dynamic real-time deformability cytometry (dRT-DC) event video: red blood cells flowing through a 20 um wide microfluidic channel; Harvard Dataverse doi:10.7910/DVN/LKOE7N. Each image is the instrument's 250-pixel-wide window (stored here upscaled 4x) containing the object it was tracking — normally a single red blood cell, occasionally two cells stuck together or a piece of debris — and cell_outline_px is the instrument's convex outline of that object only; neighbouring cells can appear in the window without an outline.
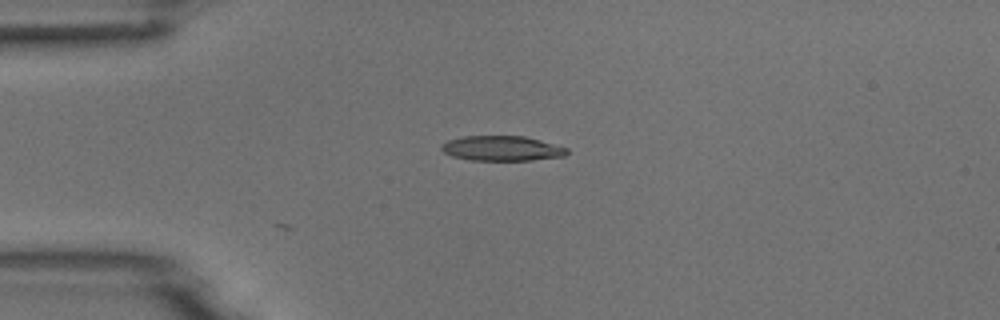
{"species": "common noctule bat (a hibernating species)", "species_latin": "Nyctalus noctula", "temperature_condition": "room temperature", "stored_images_in_passage": 4, "camera_frame_rate_fps": 3000, "um_per_image_px": 0.085, "animal": {"sex": "male", "body_mass_g": 18.8}, "frame": {"image": 1, "passage_image": 4, "time_ms": 1.0, "image_size_px": [1000, 320], "cell_outline_px": [[568, 152], [564, 156], [532, 160], [472, 160], [452, 156], [444, 152], [440, 148], [440, 144], [448, 140], [464, 136], [524, 136], [540, 140], [568, 148]], "centroid_in_image_um": [42.64, 12.61], "position_along_channel_um": 42.4, "area_um2": 18.21}}